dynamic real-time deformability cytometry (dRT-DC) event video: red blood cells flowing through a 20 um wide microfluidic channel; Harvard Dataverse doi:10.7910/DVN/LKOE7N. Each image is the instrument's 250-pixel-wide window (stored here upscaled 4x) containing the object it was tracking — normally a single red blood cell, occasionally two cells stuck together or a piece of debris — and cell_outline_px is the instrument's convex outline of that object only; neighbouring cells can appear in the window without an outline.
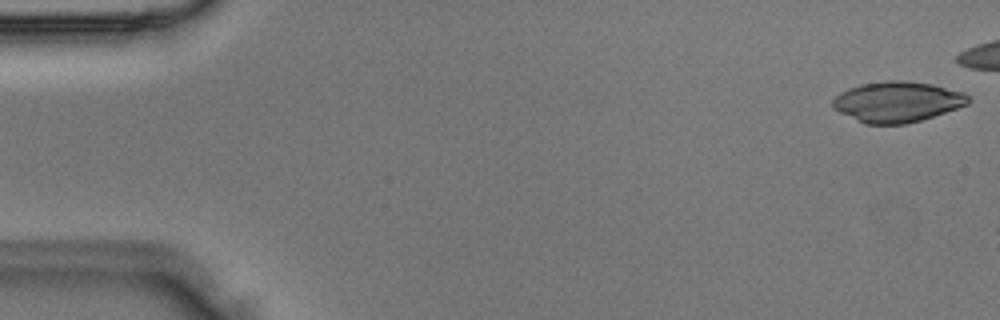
{"species": "Egyptian fruit bat (a non-hibernating species)", "species_latin": "Rousettus aegyptiacus", "temperature_condition": "room temperature", "stored_images_in_passage": 7, "camera_frame_rate_fps": 3000, "um_per_image_px": 0.085, "animal": {"sex": "male"}, "frame": {"image": 1, "passage_image": 1, "time_ms": 0.0, "image_size_px": [1000, 320], "cell_outline_px": [[972, 100], [968, 104], [920, 120], [904, 124], [864, 124], [832, 108], [832, 100], [840, 92], [848, 88], [860, 84], [884, 80], [908, 80], [932, 84], [964, 92]], "centroid_in_image_um": [76.25, 8.63], "position_along_channel_um": 8.8, "area_um2": 32.14}}